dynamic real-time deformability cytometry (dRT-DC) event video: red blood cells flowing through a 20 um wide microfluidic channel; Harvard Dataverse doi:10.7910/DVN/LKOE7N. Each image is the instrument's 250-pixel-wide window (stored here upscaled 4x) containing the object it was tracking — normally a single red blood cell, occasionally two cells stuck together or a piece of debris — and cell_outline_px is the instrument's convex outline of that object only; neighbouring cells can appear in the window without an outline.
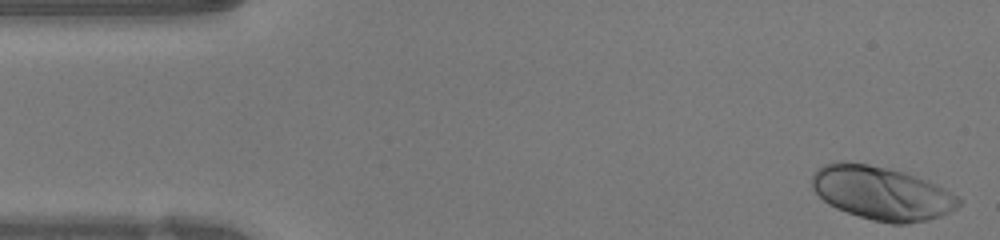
{"species": "human", "species_latin": "Homo sapiens", "temperature_condition": "warm", "stored_images_in_passage": 46, "camera_frame_rate_fps": 3000, "um_per_image_px": 0.085, "donor": {"sex": "female"}, "frame": {"image": 1, "passage_image": 1, "time_ms": 0.0, "image_size_px": [1000, 240], "cell_outline_px": [[964, 200], [956, 208], [940, 216], [928, 220], [904, 224], [892, 224], [872, 220], [836, 208], [828, 204], [812, 188], [812, 176], [816, 168], [824, 164], [836, 160], [844, 160], [868, 164], [888, 168], [904, 172], [928, 180], [960, 196]], "centroid_in_image_um": [74.95, 16.39], "position_along_channel_um": 10.1, "area_um2": 46.12}}
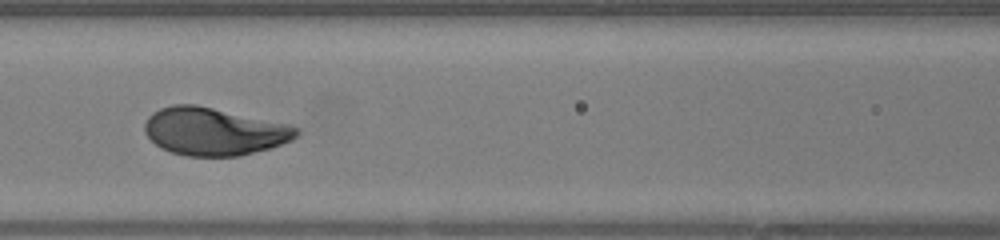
{"frame": {"image": 2, "passage_image": 19, "time_ms": 6.0, "image_size_px": [1000, 240], "cell_outline_px": [[300, 132], [292, 140], [268, 148], [240, 156], [188, 156], [172, 152], [160, 148], [144, 132], [144, 124], [148, 116], [152, 112], [160, 108], [172, 104], [196, 104], [288, 124], [300, 128]], "centroid_in_image_um": [18.16, 11.16], "position_along_channel_um": 148.4, "area_um2": 42.14}}
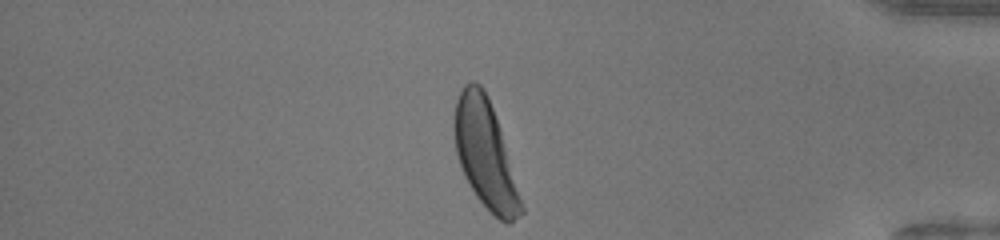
{"frame": {"image": 3, "passage_image": 39, "time_ms": 12.667, "image_size_px": [1000, 240], "cell_outline_px": [[524, 212], [508, 224], [504, 224], [476, 196], [464, 176], [456, 152], [452, 128], [452, 120], [456, 100], [464, 84], [472, 80], [480, 84], [484, 88], [488, 96], [500, 132], [524, 208]], "centroid_in_image_um": [41.2, 13.06], "position_along_channel_um": 394.0, "area_um2": 41.33}, "authors_computed_cell_mechanics": {"area_um2": 42.194, "velocity_mm_per_s": 4.2298, "shape_relaxation_time_tau1_ms": 1.757, "shape_relaxation_time_tau2_ms": null, "deformation_change_tau1": 0.1601, "deformation_change_tau2": null}}